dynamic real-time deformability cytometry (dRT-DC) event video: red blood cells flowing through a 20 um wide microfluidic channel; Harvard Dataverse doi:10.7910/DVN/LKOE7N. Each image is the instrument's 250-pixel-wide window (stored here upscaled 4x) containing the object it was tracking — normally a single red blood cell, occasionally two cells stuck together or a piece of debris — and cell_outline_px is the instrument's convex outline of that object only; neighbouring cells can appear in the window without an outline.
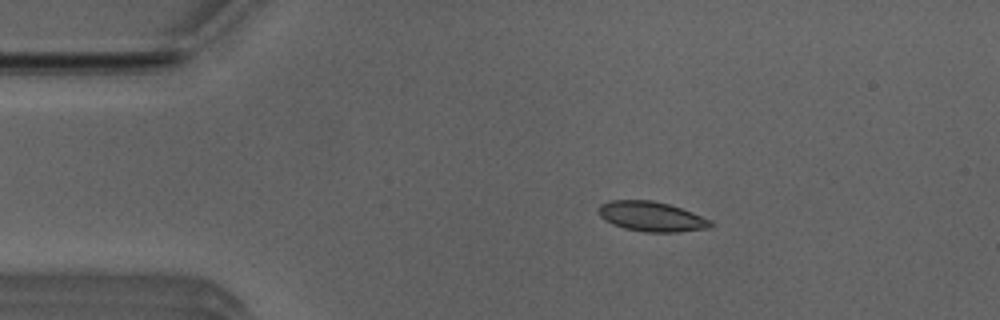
{"species": "Egyptian fruit bat (a non-hibernating species)", "species_latin": "Rousettus aegyptiacus", "temperature_condition": "room temperature", "stored_images_in_passage": 46, "camera_frame_rate_fps": 3000, "um_per_image_px": 0.085, "animal": {"sex": "male"}, "frame": {"image": 1, "passage_image": 4, "time_ms": 1.0, "image_size_px": [1000, 320], "cell_outline_px": [[712, 224], [708, 228], [676, 232], [644, 232], [624, 228], [612, 224], [604, 220], [596, 212], [600, 204], [612, 200], [652, 200], [668, 204], [680, 208], [712, 220]], "centroid_in_image_um": [55.32, 18.4], "position_along_channel_um": 29.7, "area_um2": 19.48}}
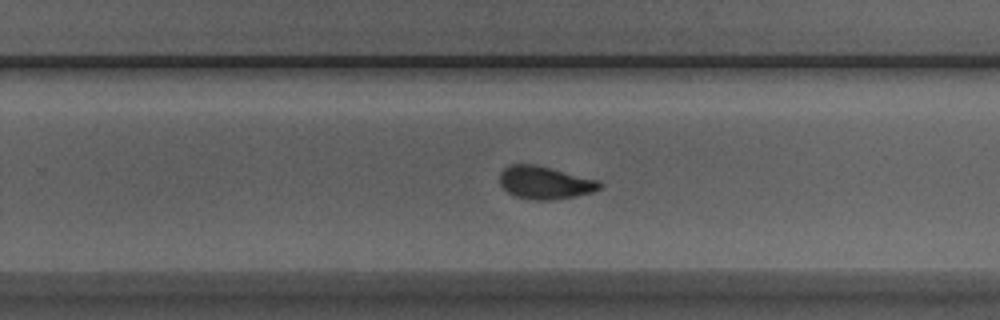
{"frame": {"image": 2, "passage_image": 27, "time_ms": 8.667, "image_size_px": [1000, 320], "cell_outline_px": [[604, 184], [600, 188], [592, 192], [576, 196], [556, 200], [532, 200], [516, 196], [508, 192], [500, 184], [500, 172], [508, 164], [536, 164], [600, 180]], "centroid_in_image_um": [46.34, 15.52], "position_along_channel_um": 283.5, "area_um2": 19.36}}
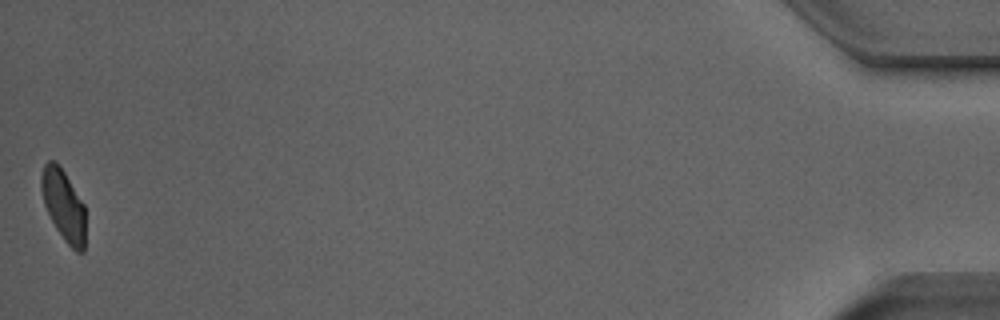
{"frame": {"image": 3, "passage_image": 46, "time_ms": 15.0, "image_size_px": [1000, 320], "cell_outline_px": [[84, 252], [76, 252], [64, 240], [56, 228], [44, 204], [40, 188], [40, 176], [44, 164], [48, 160], [56, 160], [64, 172], [84, 204]], "centroid_in_image_um": [5.37, 17.41], "position_along_channel_um": 429.8, "area_um2": 18.21}, "authors_computed_cell_mechanics": {"area_um2": 19.4208, "velocity_mm_per_s": 3.9484, "shape_relaxation_time_tau1_ms": 2.6964, "shape_relaxation_time_tau2_ms": 1.2829, "deformation_change_tau1": 0.1256, "deformation_change_tau2": 0.0558}}